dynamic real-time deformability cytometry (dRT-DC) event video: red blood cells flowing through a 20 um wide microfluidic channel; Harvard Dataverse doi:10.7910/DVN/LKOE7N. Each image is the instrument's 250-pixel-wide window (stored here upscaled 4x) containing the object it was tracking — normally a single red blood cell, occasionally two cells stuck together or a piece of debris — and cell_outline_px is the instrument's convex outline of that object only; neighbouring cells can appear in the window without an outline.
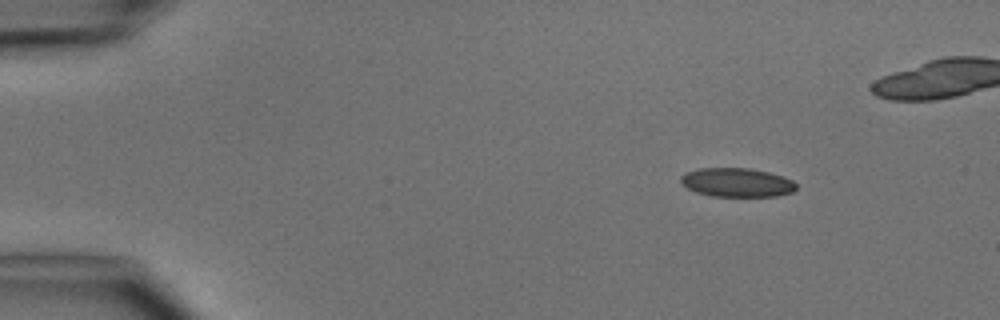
{"species": "common noctule bat (a hibernating species)", "species_latin": "Nyctalus noctula", "temperature_condition": "cold", "stored_images_in_passage": 4, "camera_frame_rate_fps": 3000, "um_per_image_px": 0.085, "animal": {"sex": "male", "body_mass_g": 15.6}, "frame": {"image": 1, "passage_image": 1, "time_ms": 0.0, "image_size_px": [1000, 320], "cell_outline_px": [[796, 188], [792, 192], [776, 196], [712, 196], [696, 192], [688, 188], [680, 180], [680, 176], [688, 172], [700, 168], [748, 168], [768, 172], [792, 180], [796, 184]], "centroid_in_image_um": [62.63, 15.51], "position_along_channel_um": 22.4, "area_um2": 19.19}}